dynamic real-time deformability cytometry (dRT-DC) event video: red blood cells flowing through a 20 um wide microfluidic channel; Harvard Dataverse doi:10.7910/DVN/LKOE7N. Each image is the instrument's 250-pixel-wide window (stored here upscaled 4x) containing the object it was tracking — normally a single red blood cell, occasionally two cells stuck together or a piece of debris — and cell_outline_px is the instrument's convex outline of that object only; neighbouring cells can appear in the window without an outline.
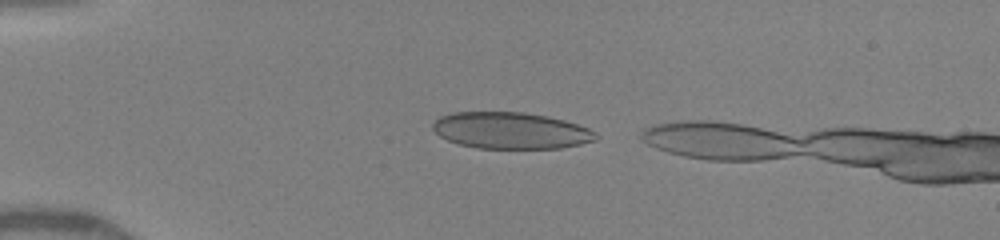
{"species": "human", "species_latin": "Homo sapiens", "temperature_condition": "warm", "stored_images_in_passage": 7, "camera_frame_rate_fps": 3000, "um_per_image_px": 0.085, "donor": {"sex": "female"}, "frame": {"image": 1, "passage_image": 3, "time_ms": 0.667, "image_size_px": [1000, 240], "cell_outline_px": [[600, 136], [596, 140], [580, 144], [560, 148], [476, 148], [460, 144], [448, 140], [440, 136], [432, 128], [432, 124], [440, 116], [452, 112], [524, 112], [548, 116], [564, 120], [588, 128], [596, 132]], "centroid_in_image_um": [43.43, 11.09], "position_along_channel_um": 41.6, "area_um2": 34.74}}